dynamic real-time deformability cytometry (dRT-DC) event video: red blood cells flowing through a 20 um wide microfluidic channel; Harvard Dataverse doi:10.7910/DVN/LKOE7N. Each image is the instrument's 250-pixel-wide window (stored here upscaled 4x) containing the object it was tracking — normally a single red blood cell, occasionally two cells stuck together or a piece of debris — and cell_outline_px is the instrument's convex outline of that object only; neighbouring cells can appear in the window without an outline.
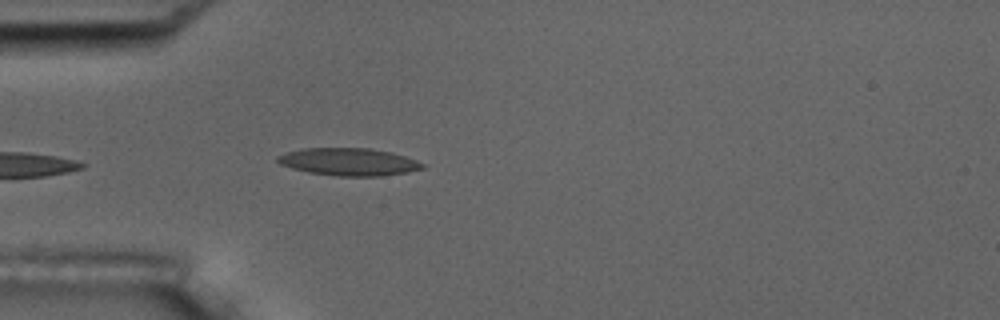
{"species": "common noctule bat (a hibernating species)", "species_latin": "Nyctalus noctula", "temperature_condition": "room temperature", "stored_images_in_passage": 5, "camera_frame_rate_fps": 3000, "um_per_image_px": 0.085, "animal": {"sex": "male", "body_mass_g": 17.5, "forearm_length_mm": 52.3}, "frame": {"image": 1, "passage_image": 5, "time_ms": 4.667, "image_size_px": [1000, 320], "cell_outline_px": [[424, 168], [408, 172], [380, 176], [336, 176], [308, 172], [292, 168], [280, 164], [276, 160], [276, 156], [300, 148], [372, 148], [392, 152], [416, 160], [424, 164]], "centroid_in_image_um": [29.64, 13.75], "position_along_channel_um": 55.4, "area_um2": 23.29}}